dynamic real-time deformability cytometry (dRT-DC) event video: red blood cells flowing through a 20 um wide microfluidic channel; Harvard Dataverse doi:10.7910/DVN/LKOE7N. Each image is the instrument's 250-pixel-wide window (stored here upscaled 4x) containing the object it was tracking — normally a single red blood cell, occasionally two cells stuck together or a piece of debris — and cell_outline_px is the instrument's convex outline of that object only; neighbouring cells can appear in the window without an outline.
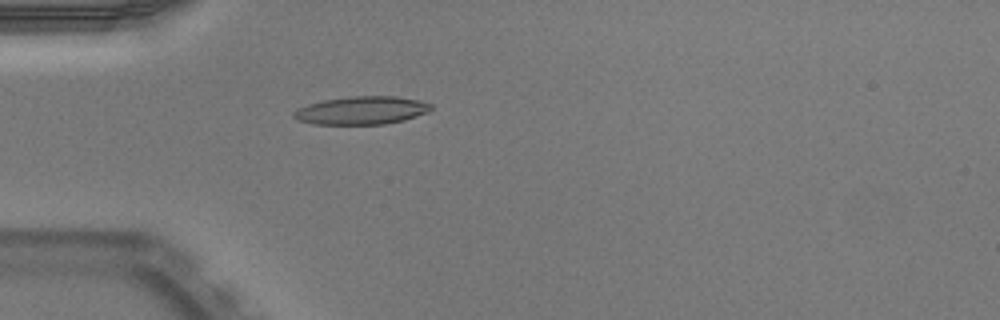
{"species": "Egyptian fruit bat (a non-hibernating species)", "species_latin": "Rousettus aegyptiacus", "temperature_condition": "warm", "stored_images_in_passage": 37, "camera_frame_rate_fps": 3000, "um_per_image_px": 0.085, "animal": {"sex": "male"}, "frame": {"image": 1, "passage_image": 1, "time_ms": 0.0, "image_size_px": [1000, 320], "cell_outline_px": [[432, 108], [428, 112], [404, 120], [384, 124], [312, 124], [296, 120], [292, 116], [292, 112], [308, 104], [324, 100], [352, 96], [396, 96], [420, 100], [432, 104]], "centroid_in_image_um": [30.74, 9.38], "position_along_channel_um": 54.3, "area_um2": 22.48}}
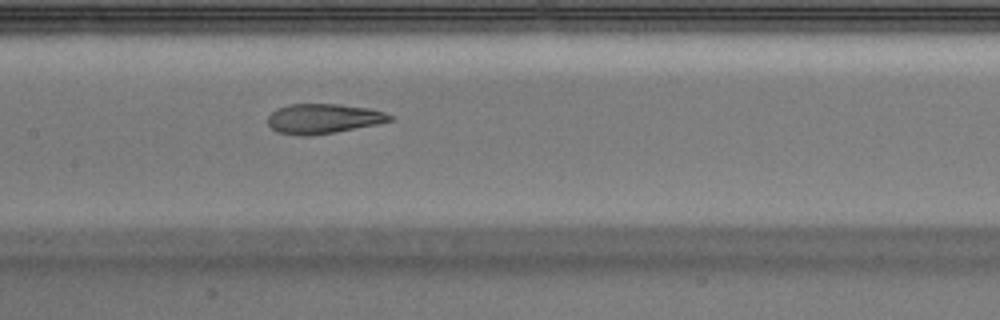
{"frame": {"image": 2, "passage_image": 11, "time_ms": 3.333, "image_size_px": [1000, 320], "cell_outline_px": [[392, 120], [376, 124], [336, 132], [308, 136], [300, 136], [276, 132], [268, 124], [268, 116], [272, 112], [280, 108], [292, 104], [340, 104], [368, 108], [384, 112], [392, 116]], "centroid_in_image_um": [27.46, 10.09], "position_along_channel_um": 179.9, "area_um2": 21.04}, "authors_computed_cell_mechanics": {"area_um2": 22.542, "velocity_mm_per_s": 3.9934, "shape_relaxation_time_tau1_ms": null, "shape_relaxation_time_tau2_ms": 1.256, "deformation_change_tau1": null, "deformation_change_tau2": 0.0893}}